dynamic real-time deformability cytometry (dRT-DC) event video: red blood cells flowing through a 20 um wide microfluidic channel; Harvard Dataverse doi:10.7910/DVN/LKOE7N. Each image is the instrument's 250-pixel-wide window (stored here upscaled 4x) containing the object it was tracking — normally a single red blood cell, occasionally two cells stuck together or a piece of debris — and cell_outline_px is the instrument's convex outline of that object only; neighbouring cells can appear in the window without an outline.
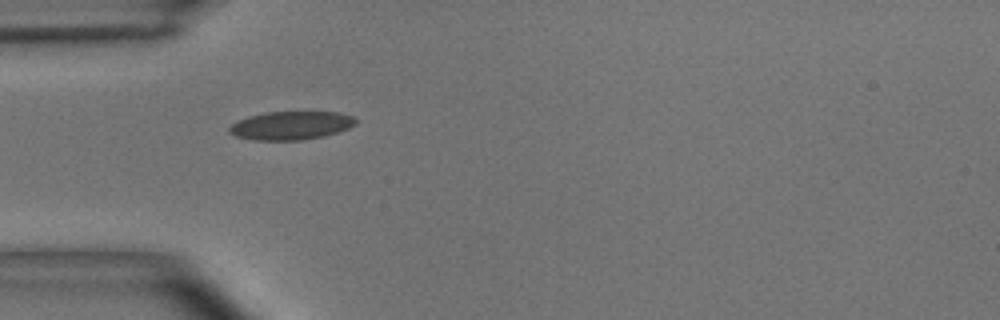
{"species": "common noctule bat (a hibernating species)", "species_latin": "Nyctalus noctula", "temperature_condition": "room temperature", "stored_images_in_passage": 28, "camera_frame_rate_fps": 3000, "um_per_image_px": 0.085, "animal": {"sex": "male", "body_mass_g": 15.6}, "frame": {"image": 1, "passage_image": 1, "time_ms": 0.0, "image_size_px": [1000, 320], "cell_outline_px": [[356, 124], [348, 128], [324, 136], [300, 140], [252, 140], [236, 136], [228, 132], [228, 128], [236, 120], [248, 116], [264, 112], [340, 112], [352, 116], [356, 120]], "centroid_in_image_um": [24.69, 10.66], "position_along_channel_um": 60.3, "area_um2": 20.98}}
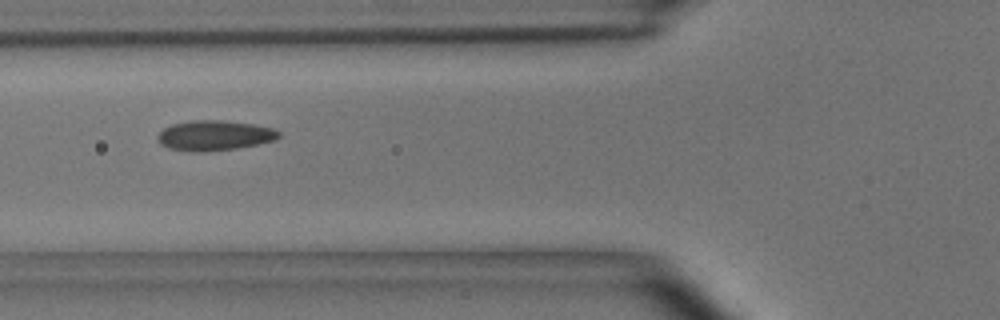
{"frame": {"image": 2, "passage_image": 5, "time_ms": 1.333, "image_size_px": [1000, 320], "cell_outline_px": [[280, 136], [276, 140], [236, 148], [204, 152], [192, 152], [168, 148], [160, 144], [156, 136], [164, 128], [172, 124], [192, 120], [224, 120], [252, 124], [272, 128], [280, 132]], "centroid_in_image_um": [18.2, 11.51], "position_along_channel_um": 107.6, "area_um2": 21.27}, "authors_computed_cell_mechanics": {"area_um2": 20.2878, "velocity_mm_per_s": 3.6697, "shape_relaxation_time_tau1_ms": 8.1628, "shape_relaxation_time_tau2_ms": 1.1691, "deformation_change_tau1": 0.1727, "deformation_change_tau2": 0.0643}}